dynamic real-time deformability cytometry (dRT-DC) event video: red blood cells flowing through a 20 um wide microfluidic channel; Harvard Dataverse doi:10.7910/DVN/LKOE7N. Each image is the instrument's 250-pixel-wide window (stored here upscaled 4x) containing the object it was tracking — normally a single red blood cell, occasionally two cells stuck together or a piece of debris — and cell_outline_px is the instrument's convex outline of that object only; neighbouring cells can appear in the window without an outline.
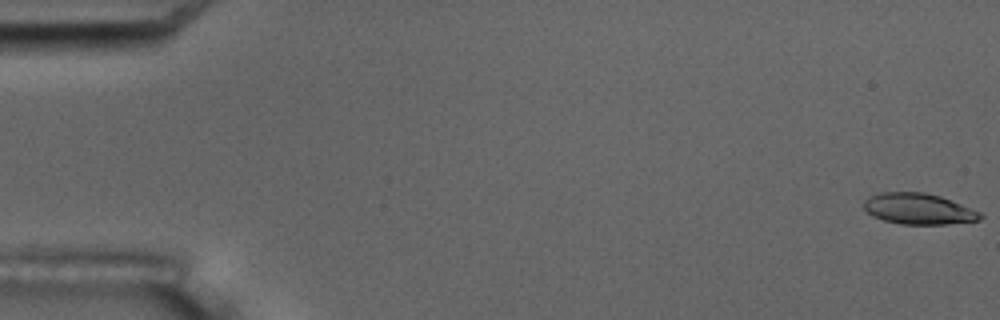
{"species": "common noctule bat (a hibernating species)", "species_latin": "Nyctalus noctula", "temperature_condition": "room temperature", "stored_images_in_passage": 4, "camera_frame_rate_fps": 3000, "um_per_image_px": 0.085, "animal": {"sex": "male", "body_mass_g": 17.5, "forearm_length_mm": 52.3}, "frame": {"image": 1, "passage_image": 1, "time_ms": 0.0, "image_size_px": [1000, 320], "cell_outline_px": [[984, 216], [980, 220], [948, 224], [900, 224], [884, 220], [872, 216], [864, 208], [864, 200], [868, 196], [880, 192], [924, 192], [940, 196], [980, 212]], "centroid_in_image_um": [78.05, 17.75], "position_along_channel_um": 6.9, "area_um2": 20.98}}